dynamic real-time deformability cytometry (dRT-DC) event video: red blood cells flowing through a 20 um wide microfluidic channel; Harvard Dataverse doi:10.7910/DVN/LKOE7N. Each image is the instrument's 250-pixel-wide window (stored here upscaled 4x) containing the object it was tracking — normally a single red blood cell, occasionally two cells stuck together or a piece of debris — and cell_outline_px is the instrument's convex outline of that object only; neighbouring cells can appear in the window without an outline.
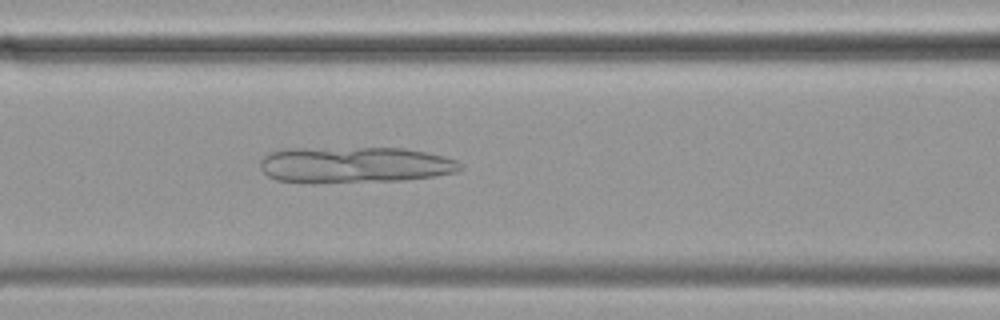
{"species": "common noctule bat (a hibernating species)", "species_latin": "Nyctalus noctula", "temperature_condition": "cold", "stored_images_in_passage": 56, "camera_frame_rate_fps": 3000, "um_per_image_px": 0.085, "animal": {"sex": "female", "body_mass_g": 19.9}, "frame": {"image": 1, "passage_image": 23, "time_ms": 7.333, "image_size_px": [1000, 320], "cell_outline_px": [[464, 168], [456, 172], [432, 176], [404, 180], [276, 180], [268, 176], [260, 168], [260, 160], [268, 152], [280, 148], [404, 148], [444, 156], [456, 160]], "centroid_in_image_um": [30.15, 13.96], "position_along_channel_um": 136.4, "area_um2": 40.98}}
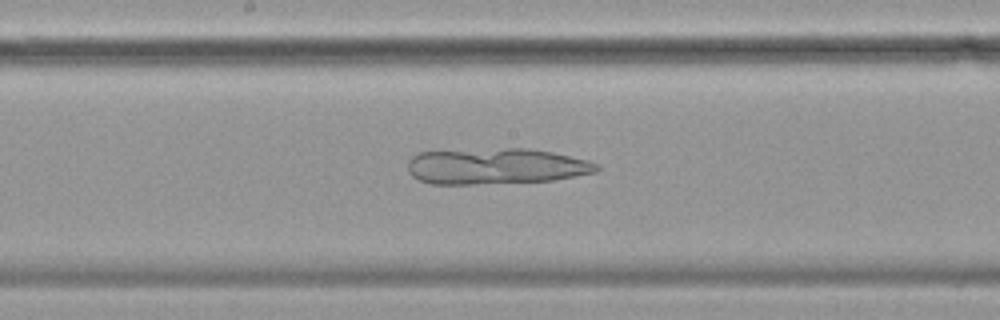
{"frame": {"image": 2, "passage_image": 29, "time_ms": 9.333, "image_size_px": [1000, 320], "cell_outline_px": [[600, 168], [596, 172], [552, 180], [472, 184], [428, 184], [412, 176], [408, 172], [408, 160], [412, 156], [420, 152], [504, 148], [528, 148], [552, 152], [588, 160], [596, 164]], "centroid_in_image_um": [42.12, 14.13], "position_along_channel_um": 206.1, "area_um2": 39.48}}
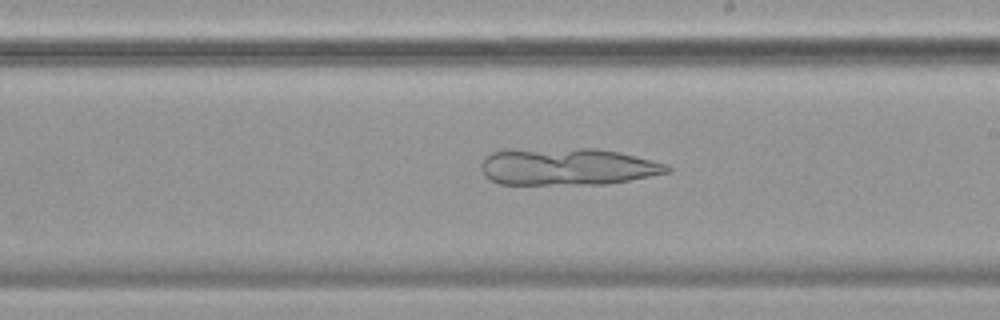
{"frame": {"image": 3, "passage_image": 32, "time_ms": 10.333, "image_size_px": [1000, 320], "cell_outline_px": [[672, 168], [668, 172], [608, 184], [500, 184], [484, 176], [480, 168], [480, 164], [484, 156], [492, 152], [504, 148], [596, 148], [616, 152], [668, 164]], "centroid_in_image_um": [48.12, 14.14], "position_along_channel_um": 240.9, "area_um2": 40.69}}